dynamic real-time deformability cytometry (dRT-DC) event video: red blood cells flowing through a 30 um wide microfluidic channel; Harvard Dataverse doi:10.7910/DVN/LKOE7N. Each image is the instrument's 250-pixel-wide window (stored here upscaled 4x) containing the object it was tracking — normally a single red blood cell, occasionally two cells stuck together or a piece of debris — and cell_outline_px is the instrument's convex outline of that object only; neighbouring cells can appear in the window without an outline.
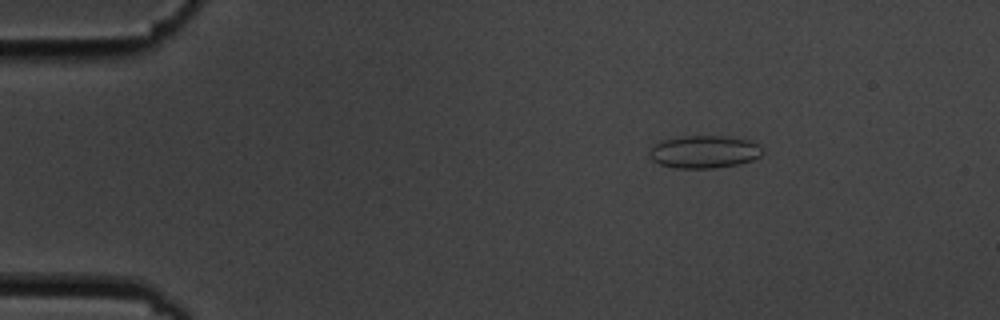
{"species": "common noctule bat (a hibernating species)", "species_latin": "Nyctalus noctula", "temperature_condition": "cold", "stored_images_in_passage": 56, "camera_frame_rate_fps": 3000, "um_per_image_px": 0.085, "animal": {"sex": "male", "body_mass_g": 19.5, "forearm_length_mm": 54.6}, "frame": {"image": 1, "passage_image": 9, "time_ms": 2.667, "image_size_px": [1000, 320], "cell_outline_px": [[764, 152], [760, 156], [752, 160], [740, 164], [712, 168], [676, 168], [660, 164], [652, 160], [648, 156], [648, 152], [660, 140], [684, 136], [724, 136], [748, 140], [760, 144]], "centroid_in_image_um": [59.86, 12.9], "position_along_channel_um": 25.1, "area_um2": 21.62}}
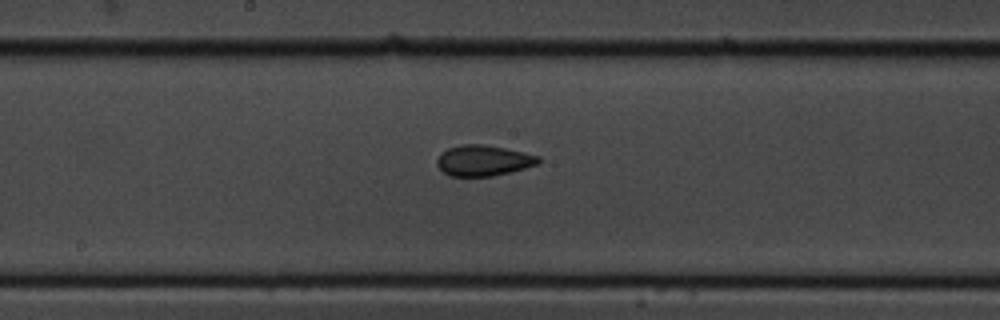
{"frame": {"image": 2, "passage_image": 30, "time_ms": 9.667, "image_size_px": [1000, 320], "cell_outline_px": [[540, 164], [492, 176], [448, 176], [436, 164], [436, 160], [440, 152], [448, 148], [460, 144], [480, 144], [504, 148], [524, 152], [540, 156]], "centroid_in_image_um": [41.07, 13.64], "position_along_channel_um": 207.1, "area_um2": 18.21}}
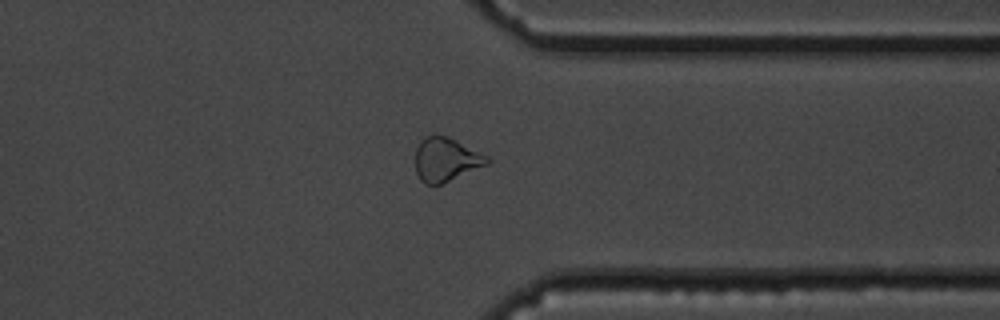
{"frame": {"image": 3, "passage_image": 44, "time_ms": 14.333, "image_size_px": [1000, 320], "cell_outline_px": [[492, 160], [488, 164], [440, 184], [424, 184], [420, 180], [416, 172], [416, 148], [420, 140], [436, 132], [448, 136], [488, 156]], "centroid_in_image_um": [37.89, 13.53], "position_along_channel_um": 373.5, "area_um2": 18.38}, "authors_computed_cell_mechanics": {"area_um2": 18.785, "velocity_mm_per_s": 3.6049, "shape_relaxation_time_tau1_ms": null, "shape_relaxation_time_tau2_ms": 2.1573, "deformation_change_tau1": null, "deformation_change_tau2": 0.0827}}